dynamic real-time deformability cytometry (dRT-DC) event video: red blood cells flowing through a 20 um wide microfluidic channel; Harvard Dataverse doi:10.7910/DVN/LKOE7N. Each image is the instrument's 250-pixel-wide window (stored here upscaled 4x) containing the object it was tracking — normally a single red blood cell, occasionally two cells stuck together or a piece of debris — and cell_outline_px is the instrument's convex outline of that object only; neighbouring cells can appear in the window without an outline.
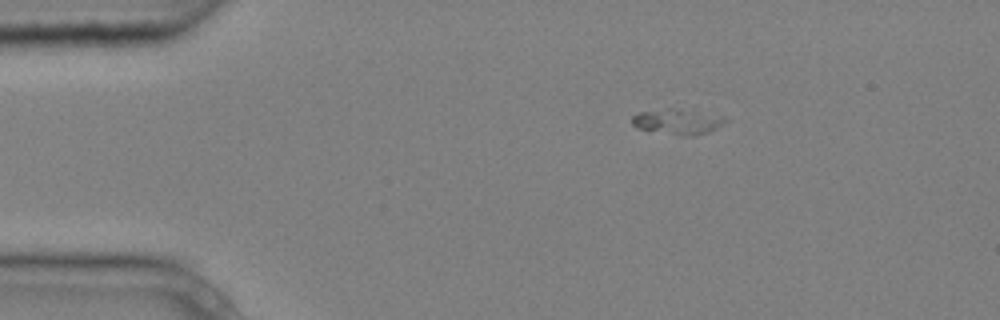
{"species": "common noctule bat (a hibernating species)", "species_latin": "Nyctalus noctula", "temperature_condition": "cold", "stored_images_in_passage": 5, "camera_frame_rate_fps": 3000, "um_per_image_px": 0.085, "animal": {"sex": "male", "body_mass_g": 20.4}, "frame": {"image": 1, "passage_image": 3, "time_ms": 0.667, "image_size_px": [1000, 320], "cell_outline_px": [[728, 120], [716, 128], [708, 132], [692, 136], [684, 136], [636, 128], [632, 124], [632, 116], [640, 112], [692, 112], [724, 116]], "centroid_in_image_um": [57.62, 10.41], "position_along_channel_um": 27.4, "area_um2": 12.6}}
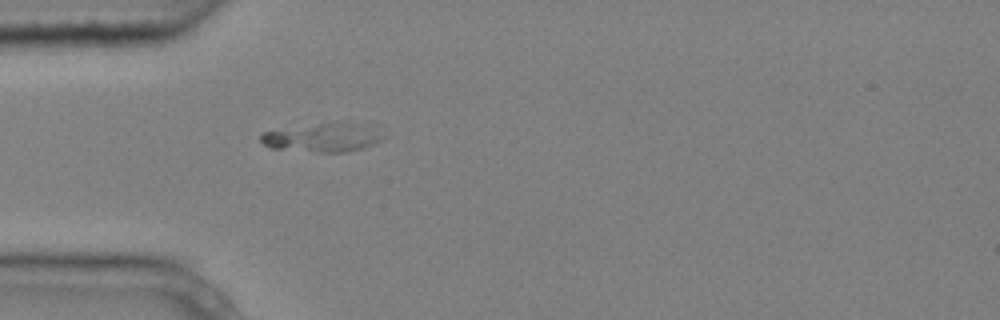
{"frame": {"image": 2, "passage_image": 5, "time_ms": 1.333, "image_size_px": [1000, 320], "cell_outline_px": [[384, 140], [376, 144], [348, 152], [316, 152], [268, 148], [260, 140], [260, 136], [264, 132], [320, 124], [372, 120], [384, 136]], "centroid_in_image_um": [27.65, 11.67], "position_along_channel_um": 57.4, "area_um2": 21.04}}